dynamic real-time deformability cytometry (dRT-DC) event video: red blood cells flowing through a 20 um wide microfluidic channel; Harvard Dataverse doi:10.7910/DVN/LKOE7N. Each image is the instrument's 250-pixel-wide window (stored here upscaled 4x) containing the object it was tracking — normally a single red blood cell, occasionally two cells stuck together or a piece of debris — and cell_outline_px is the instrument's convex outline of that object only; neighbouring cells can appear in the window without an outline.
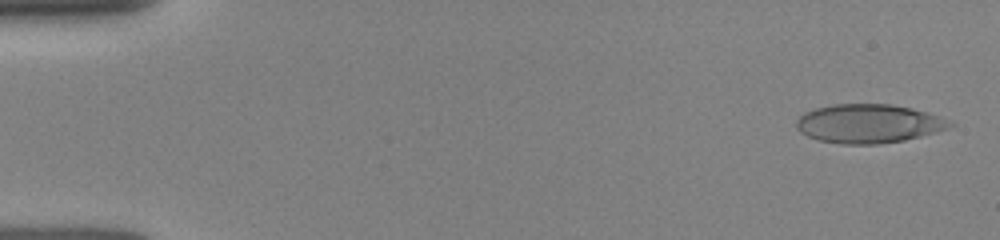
{"species": "human", "species_latin": "Homo sapiens", "temperature_condition": "room temperature", "stored_images_in_passage": 33, "camera_frame_rate_fps": 3000, "um_per_image_px": 0.085, "donor": {"sex": "female"}, "frame": {"image": 1, "passage_image": 1, "time_ms": 0.0, "image_size_px": [1000, 240], "cell_outline_px": [[956, 124], [948, 128], [936, 132], [904, 140], [876, 144], [840, 144], [820, 140], [808, 136], [800, 132], [796, 128], [796, 120], [804, 112], [816, 108], [832, 104], [892, 104], [912, 108], [928, 112], [952, 120]], "centroid_in_image_um": [73.85, 10.5], "position_along_channel_um": 11.1, "area_um2": 34.91}}
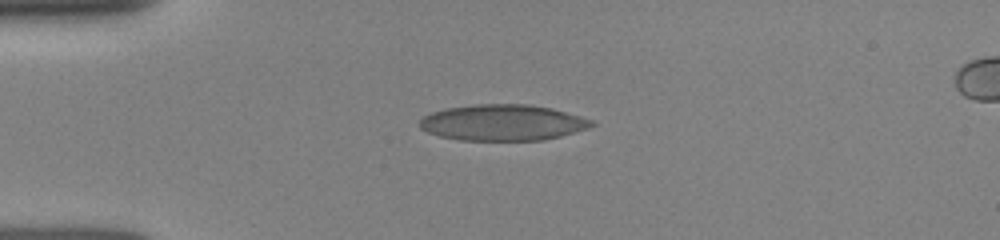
{"frame": {"image": 2, "passage_image": 18, "time_ms": 3.333, "image_size_px": [1000, 240], "cell_outline_px": [[596, 124], [588, 128], [560, 136], [544, 140], [460, 140], [440, 136], [428, 132], [420, 128], [416, 124], [424, 116], [432, 112], [444, 108], [476, 104], [532, 104], [552, 108], [580, 116], [592, 120]], "centroid_in_image_um": [42.71, 10.41], "position_along_channel_um": 42.3, "area_um2": 36.24}}
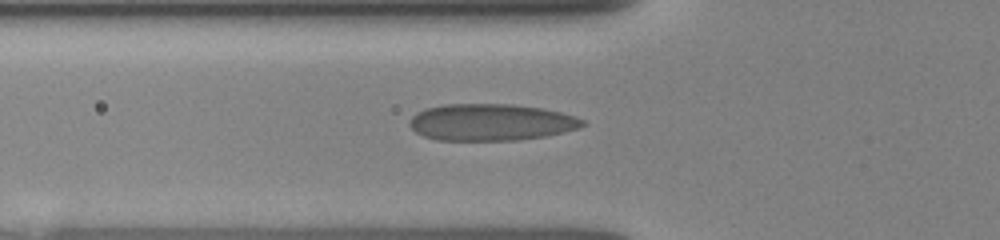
{"frame": {"image": 3, "passage_image": 27, "time_ms": 5.0, "image_size_px": [1000, 240], "cell_outline_px": [[588, 124], [580, 128], [564, 132], [544, 136], [516, 140], [436, 140], [424, 136], [416, 132], [408, 124], [408, 120], [416, 112], [424, 108], [444, 104], [512, 104], [540, 108], [560, 112], [584, 120]], "centroid_in_image_um": [41.7, 10.39], "position_along_channel_um": 84.1, "area_um2": 37.17}}